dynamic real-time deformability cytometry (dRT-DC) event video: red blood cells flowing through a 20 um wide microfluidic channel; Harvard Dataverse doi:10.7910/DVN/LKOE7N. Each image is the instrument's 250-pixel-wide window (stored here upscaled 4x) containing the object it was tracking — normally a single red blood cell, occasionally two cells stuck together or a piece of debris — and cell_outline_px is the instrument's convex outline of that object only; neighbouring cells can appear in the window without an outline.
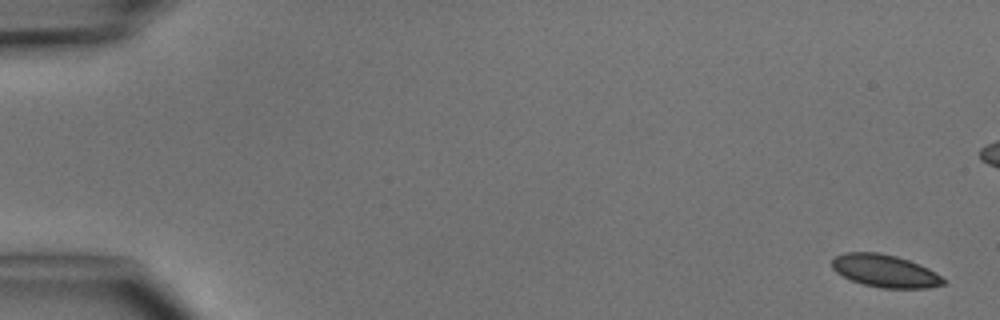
{"species": "common noctule bat (a hibernating species)", "species_latin": "Nyctalus noctula", "temperature_condition": "cold", "stored_images_in_passage": 5, "camera_frame_rate_fps": 3000, "um_per_image_px": 0.085, "animal": {"sex": "male", "body_mass_g": 15.6}, "frame": {"image": 1, "passage_image": 1, "time_ms": 0.0, "image_size_px": [1000, 320], "cell_outline_px": [[944, 284], [928, 288], [880, 288], [864, 284], [852, 280], [836, 272], [832, 268], [832, 260], [836, 256], [844, 252], [880, 252], [896, 256], [920, 264], [936, 272], [944, 280]], "centroid_in_image_um": [75.22, 23.02], "position_along_channel_um": 9.8, "area_um2": 21.1}}